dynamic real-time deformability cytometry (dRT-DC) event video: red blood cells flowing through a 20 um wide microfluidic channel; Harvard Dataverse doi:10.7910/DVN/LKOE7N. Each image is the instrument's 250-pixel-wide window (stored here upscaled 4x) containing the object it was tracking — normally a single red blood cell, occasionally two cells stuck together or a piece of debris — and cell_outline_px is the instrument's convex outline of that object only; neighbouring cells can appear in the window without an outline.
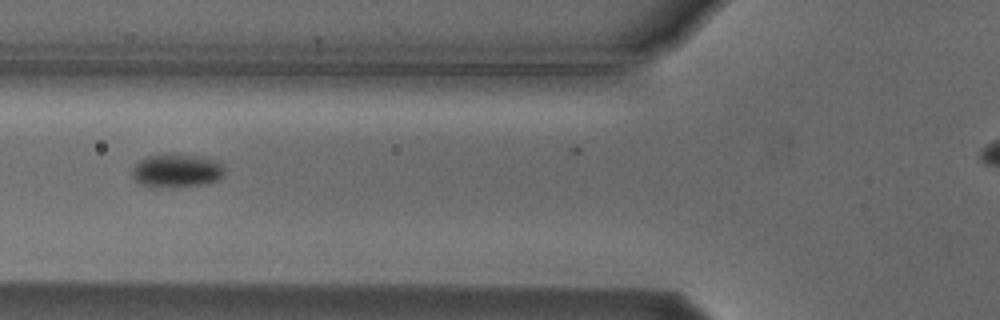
{"species": "Egyptian fruit bat (a non-hibernating species)", "species_latin": "Rousettus aegyptiacus", "temperature_condition": "cold", "stored_images_in_passage": 7, "segment_of_instrument_passage": [1, 2], "camera_frame_rate_fps": 3000, "um_per_image_px": 0.085, "animal": {"sex": "male"}, "frame": {"image": 1, "passage_image": 2, "time_ms": 1.333, "image_size_px": [1000, 320], "cell_outline_px": [[224, 176], [216, 180], [204, 184], [156, 188], [140, 184], [132, 176], [132, 172], [136, 164], [144, 156], [172, 152], [196, 156], [216, 160], [224, 168]], "centroid_in_image_um": [14.99, 14.49], "position_along_channel_um": 110.8, "area_um2": 18.21}}
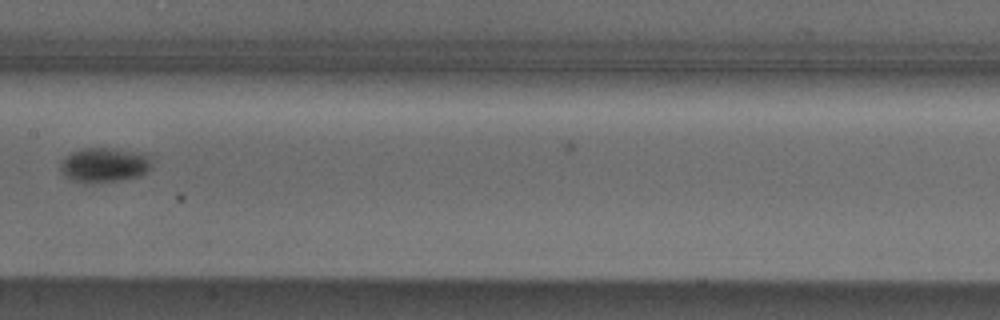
{"frame": {"image": 2, "passage_image": 4, "time_ms": 3.667, "image_size_px": [1000, 320], "cell_outline_px": [[148, 172], [140, 176], [124, 180], [92, 184], [84, 184], [72, 180], [64, 176], [60, 168], [60, 160], [72, 152], [80, 148], [108, 148], [148, 156]], "centroid_in_image_um": [8.74, 14.07], "position_along_channel_um": 198.7, "area_um2": 18.32}}
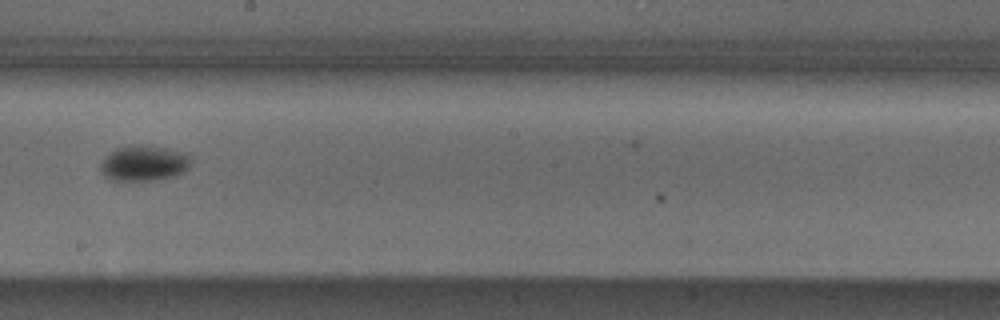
{"frame": {"image": 3, "passage_image": 5, "time_ms": 4.667, "image_size_px": [1000, 320], "cell_outline_px": [[192, 160], [188, 168], [184, 172], [176, 176], [156, 180], [112, 180], [104, 176], [100, 168], [100, 164], [104, 156], [108, 152], [116, 148], [132, 144], [148, 144], [188, 152]], "centroid_in_image_um": [12.26, 13.84], "position_along_channel_um": 235.9, "area_um2": 19.36}}